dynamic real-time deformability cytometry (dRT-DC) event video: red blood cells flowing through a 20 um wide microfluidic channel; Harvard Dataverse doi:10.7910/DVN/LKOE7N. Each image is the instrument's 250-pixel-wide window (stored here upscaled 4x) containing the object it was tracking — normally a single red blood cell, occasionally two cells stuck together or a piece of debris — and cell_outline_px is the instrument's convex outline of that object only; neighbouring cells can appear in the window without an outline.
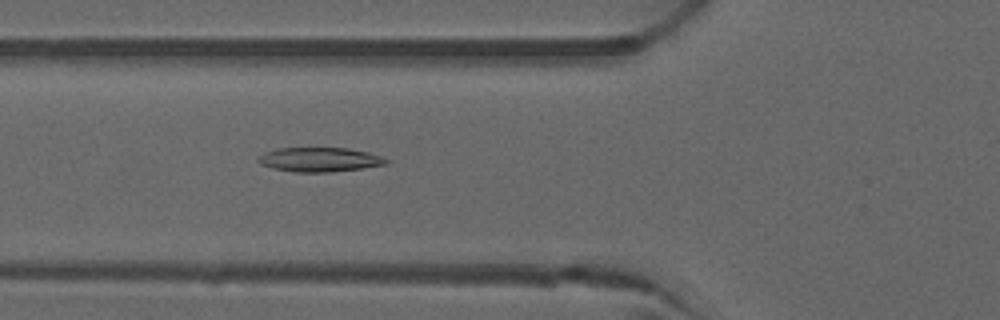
{"species": "common noctule bat (a hibernating species)", "species_latin": "Nyctalus noctula", "temperature_condition": "warm", "stored_images_in_passage": 17, "camera_frame_rate_fps": 3000, "um_per_image_px": 0.085, "animal": {"sex": "male", "forearm_length_mm": 52.5}, "frame": {"image": 1, "passage_image": 7, "time_ms": 2.0, "image_size_px": [1000, 320], "cell_outline_px": [[388, 164], [332, 172], [296, 172], [272, 168], [260, 164], [256, 160], [264, 152], [280, 148], [348, 148], [368, 152], [380, 156], [388, 160]], "centroid_in_image_um": [27.15, 13.56], "position_along_channel_um": 98.7, "area_um2": 18.03}}
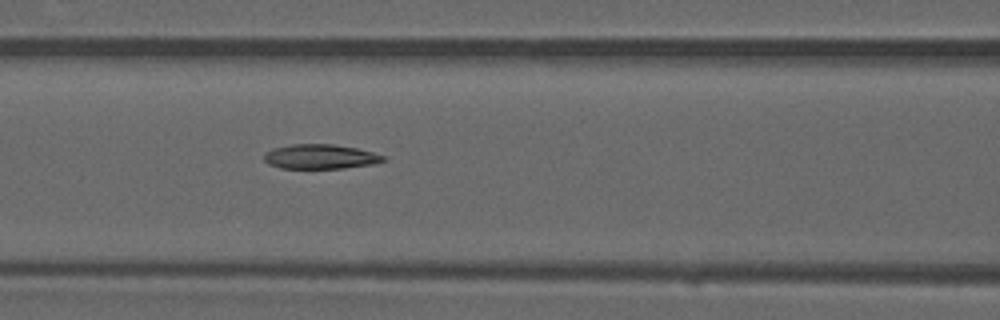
{"frame": {"image": 2, "passage_image": 10, "time_ms": 3.0, "image_size_px": [1000, 320], "cell_outline_px": [[384, 160], [372, 164], [344, 168], [280, 168], [268, 164], [264, 160], [264, 152], [272, 148], [292, 144], [332, 144], [356, 148], [372, 152], [384, 156]], "centroid_in_image_um": [27.16, 13.31], "position_along_channel_um": 139.4, "area_um2": 16.99}}
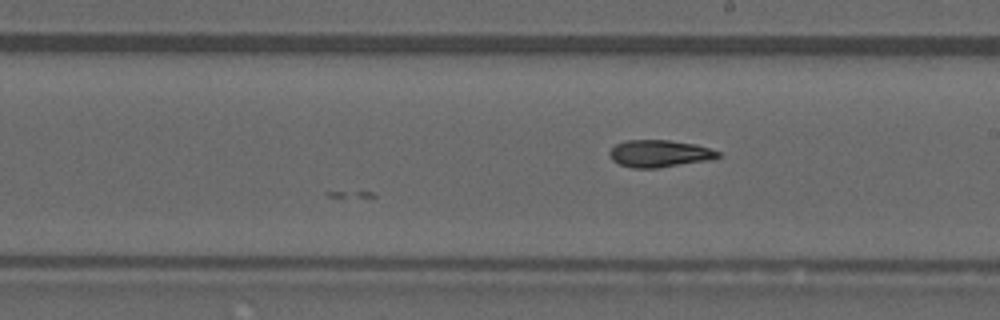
{"frame": {"image": 3, "passage_image": 17, "time_ms": 5.333, "image_size_px": [1000, 320], "cell_outline_px": [[720, 156], [712, 160], [660, 168], [632, 168], [620, 164], [612, 160], [608, 152], [616, 144], [624, 140], [668, 140], [696, 144], [720, 152]], "centroid_in_image_um": [56.06, 13.06], "position_along_channel_um": 232.9, "area_um2": 17.34}}